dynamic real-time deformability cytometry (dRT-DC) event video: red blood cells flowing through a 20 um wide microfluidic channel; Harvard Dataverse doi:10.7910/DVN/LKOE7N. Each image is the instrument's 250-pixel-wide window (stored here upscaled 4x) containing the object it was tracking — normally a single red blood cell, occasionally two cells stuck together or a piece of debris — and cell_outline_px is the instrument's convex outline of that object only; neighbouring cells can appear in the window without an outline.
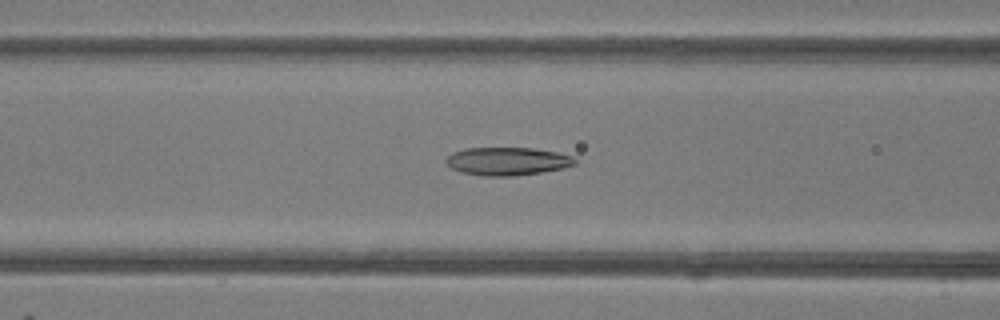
{"species": "common noctule bat (a hibernating species)", "species_latin": "Nyctalus noctula", "temperature_condition": "room temperature", "stored_images_in_passage": 46, "camera_frame_rate_fps": 3000, "um_per_image_px": 0.085, "animal": {"sex": "female"}, "frame": {"image": 1, "passage_image": 17, "time_ms": 5.333, "image_size_px": [1000, 320], "cell_outline_px": [[576, 164], [564, 168], [540, 172], [512, 176], [484, 176], [460, 172], [452, 168], [444, 160], [452, 152], [464, 148], [532, 148], [556, 152], [572, 156], [576, 160]], "centroid_in_image_um": [43.11, 13.7], "position_along_channel_um": 123.5, "area_um2": 21.04}}
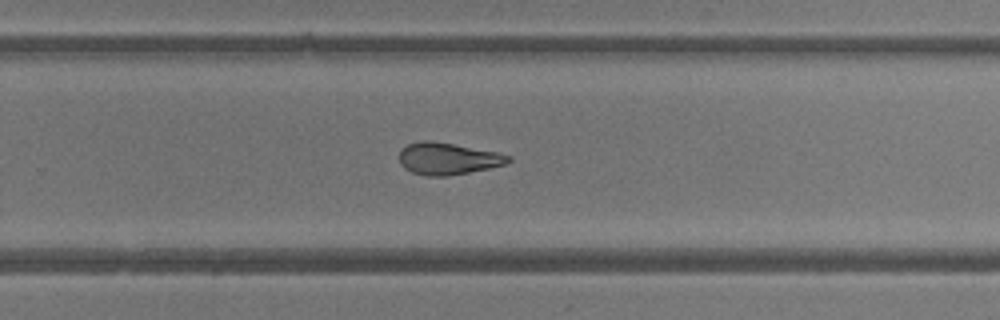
{"frame": {"image": 2, "passage_image": 29, "time_ms": 9.333, "image_size_px": [1000, 320], "cell_outline_px": [[512, 160], [504, 164], [488, 168], [448, 176], [428, 176], [412, 172], [404, 168], [400, 164], [400, 148], [408, 144], [420, 140], [428, 140], [500, 152], [512, 156]], "centroid_in_image_um": [38.06, 13.48], "position_along_channel_um": 291.7, "area_um2": 20.29}}
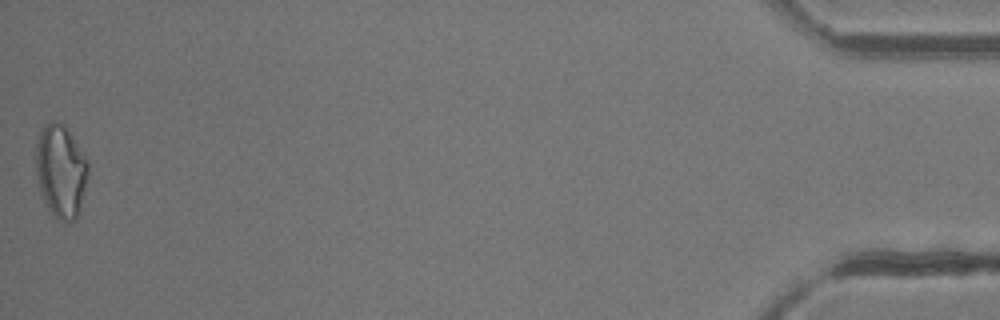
{"frame": {"image": 3, "passage_image": 46, "time_ms": 15.0, "image_size_px": [1000, 320], "cell_outline_px": [[88, 176], [80, 212], [76, 220], [56, 220], [44, 204], [36, 172], [36, 148], [40, 128], [44, 124], [52, 120], [56, 120], [64, 124], [88, 160]], "centroid_in_image_um": [5.17, 14.54], "position_along_channel_um": 430.0, "area_um2": 28.67}, "authors_computed_cell_mechanics": {"area_um2": 22.1085, "velocity_mm_per_s": 4.2186, "shape_relaxation_time_tau1_ms": null, "shape_relaxation_time_tau2_ms": 4.2895, "deformation_change_tau1": null, "deformation_change_tau2": 0.1291}}